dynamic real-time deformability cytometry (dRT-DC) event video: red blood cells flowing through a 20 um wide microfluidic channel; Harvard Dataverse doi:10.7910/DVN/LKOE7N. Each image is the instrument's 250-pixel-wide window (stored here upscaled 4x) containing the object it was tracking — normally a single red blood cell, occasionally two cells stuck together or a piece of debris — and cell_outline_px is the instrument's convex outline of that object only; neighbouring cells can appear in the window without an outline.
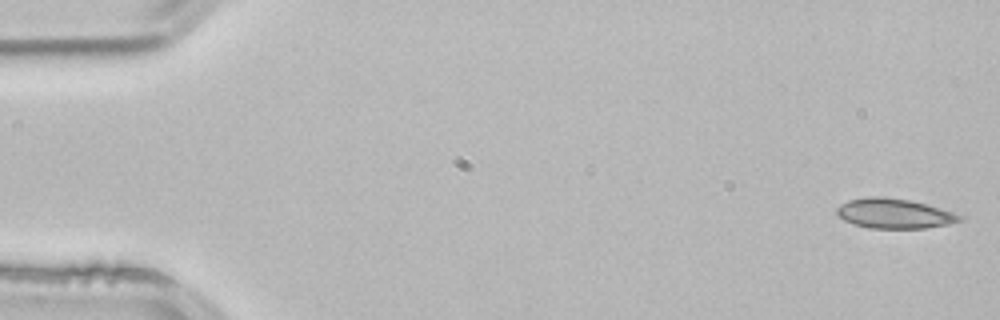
{"species": "common noctule bat (a hibernating species)", "species_latin": "Nyctalus noctula", "temperature_condition": "room temperature", "stored_images_in_passage": 3, "segment_of_instrument_passage": [2, 2], "camera_frame_rate_fps": 3000, "um_per_image_px": 0.085, "animal": {"sex": "male", "body_mass_g": 21.5, "forearm_length_mm": 52.0}, "frame": {"image": 1, "passage_image": 3, "time_ms": 0.667, "image_size_px": [1000, 320], "cell_outline_px": [[960, 220], [952, 224], [924, 228], [868, 228], [852, 224], [836, 216], [836, 208], [840, 204], [848, 200], [868, 196], [884, 196], [908, 200], [940, 208], [952, 212], [960, 216]], "centroid_in_image_um": [75.93, 18.15], "position_along_channel_um": 9.1, "area_um2": 21.39}}